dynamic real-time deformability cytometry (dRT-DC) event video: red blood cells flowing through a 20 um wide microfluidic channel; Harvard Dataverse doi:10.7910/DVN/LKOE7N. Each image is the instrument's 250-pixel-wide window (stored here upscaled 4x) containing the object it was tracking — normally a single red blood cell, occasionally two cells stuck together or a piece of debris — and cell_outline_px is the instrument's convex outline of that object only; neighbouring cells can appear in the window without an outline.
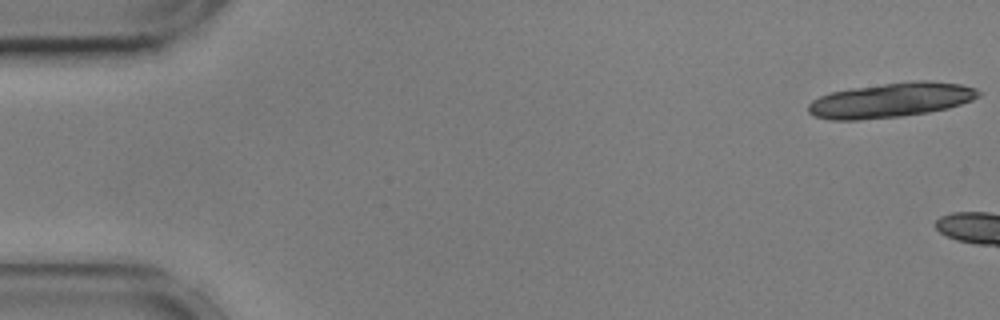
{"species": "common noctule bat (a hibernating species)", "species_latin": "Nyctalus noctula", "temperature_condition": "cold", "stored_images_in_passage": 5, "camera_frame_rate_fps": 3000, "um_per_image_px": 0.085, "animal": {"sex": "male", "body_mass_g": 17.9, "forearm_length_mm": 54.2}, "frame": {"image": 1, "passage_image": 1, "time_ms": 0.0, "image_size_px": [1000, 320], "cell_outline_px": [[980, 96], [972, 100], [948, 108], [928, 112], [900, 116], [860, 120], [828, 120], [812, 116], [808, 112], [808, 104], [812, 100], [820, 96], [832, 92], [852, 88], [908, 80], [932, 80], [960, 84], [976, 88], [980, 92]], "centroid_in_image_um": [75.72, 8.5], "position_along_channel_um": 9.3, "area_um2": 34.68}}